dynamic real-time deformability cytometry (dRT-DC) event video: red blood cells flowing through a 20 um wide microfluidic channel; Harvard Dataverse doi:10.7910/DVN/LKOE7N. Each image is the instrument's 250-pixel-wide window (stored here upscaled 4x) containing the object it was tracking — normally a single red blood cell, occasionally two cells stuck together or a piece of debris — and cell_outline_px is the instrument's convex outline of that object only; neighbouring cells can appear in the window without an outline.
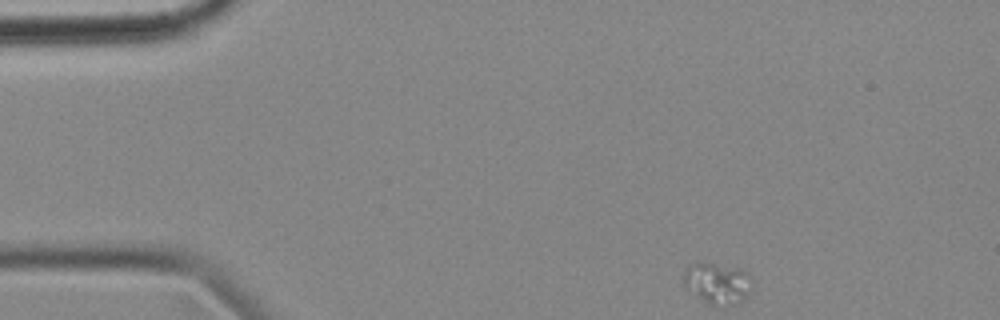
{"species": "common noctule bat (a hibernating species)", "species_latin": "Nyctalus noctula", "temperature_condition": "cold", "stored_images_in_passage": 51, "camera_frame_rate_fps": 3000, "um_per_image_px": 0.085, "animal": {"sex": "female", "body_mass_g": 18.4}, "frame": {"image": 1, "passage_image": 1, "time_ms": 0.0, "image_size_px": [1000, 320], "cell_outline_px": [[752, 288], [744, 300], [712, 304], [708, 304], [684, 288], [684, 272], [696, 260], [740, 268], [748, 272], [752, 280]], "centroid_in_image_um": [60.96, 24.01], "position_along_channel_um": 24.0, "area_um2": 16.36}}
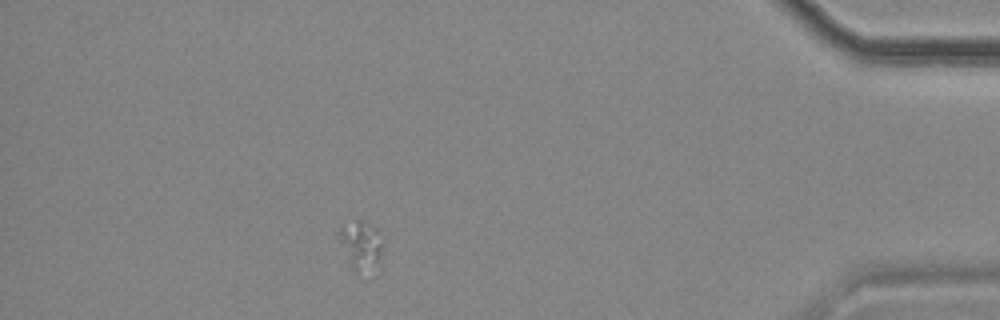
{"frame": {"image": 2, "passage_image": 45, "time_ms": 14.667, "image_size_px": [1000, 320], "cell_outline_px": [[380, 256], [376, 260], [356, 276], [348, 264], [340, 240], [340, 228], [356, 220], [360, 220], [376, 228], [380, 244]], "centroid_in_image_um": [30.6, 20.83], "position_along_channel_um": 404.6, "area_um2": 11.39}}